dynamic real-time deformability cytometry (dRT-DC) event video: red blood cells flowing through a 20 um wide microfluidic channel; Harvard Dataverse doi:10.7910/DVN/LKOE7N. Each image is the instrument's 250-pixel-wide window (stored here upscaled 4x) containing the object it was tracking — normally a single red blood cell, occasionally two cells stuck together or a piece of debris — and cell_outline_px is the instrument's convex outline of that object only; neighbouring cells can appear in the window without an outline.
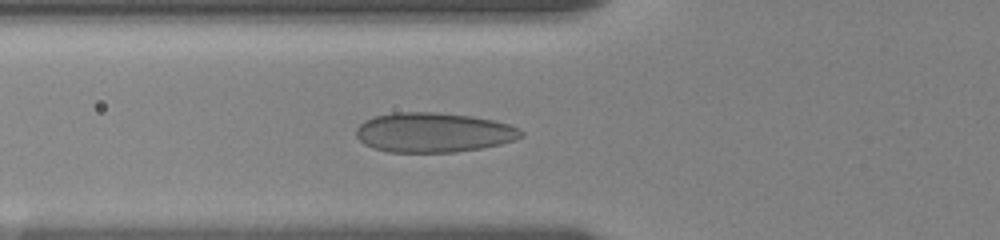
{"species": "human", "species_latin": "Homo sapiens", "temperature_condition": "room temperature", "stored_images_in_passage": 6, "camera_frame_rate_fps": 3000, "um_per_image_px": 0.085, "donor": {"sex": "female"}, "frame": {"image": 1, "passage_image": 6, "time_ms": 6.0, "image_size_px": [1000, 240], "cell_outline_px": [[524, 136], [500, 144], [480, 148], [456, 152], [388, 152], [372, 148], [364, 144], [356, 136], [356, 128], [364, 120], [372, 116], [392, 112], [436, 112], [472, 116], [492, 120], [508, 124], [520, 128], [524, 132]], "centroid_in_image_um": [36.81, 11.25], "position_along_channel_um": 89.0, "area_um2": 38.38}}